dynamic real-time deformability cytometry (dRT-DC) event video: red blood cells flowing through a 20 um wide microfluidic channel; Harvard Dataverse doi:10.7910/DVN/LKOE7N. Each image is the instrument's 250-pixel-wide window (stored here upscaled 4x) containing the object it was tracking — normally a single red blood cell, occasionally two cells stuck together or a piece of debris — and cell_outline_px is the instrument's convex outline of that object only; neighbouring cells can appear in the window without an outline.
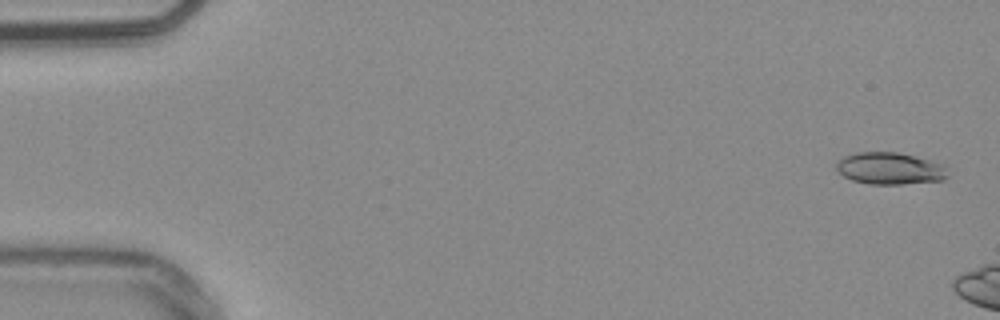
{"species": "common noctule bat (a hibernating species)", "species_latin": "Nyctalus noctula", "temperature_condition": "warm", "stored_images_in_passage": 7, "camera_frame_rate_fps": 3000, "um_per_image_px": 0.085, "animal": {"sex": "male", "body_mass_g": 20.4}, "frame": {"image": 1, "passage_image": 2, "time_ms": 0.333, "image_size_px": [1000, 320], "cell_outline_px": [[948, 176], [944, 180], [904, 184], [868, 184], [852, 180], [844, 176], [836, 168], [836, 164], [844, 156], [856, 152], [896, 152], [916, 156], [944, 164]], "centroid_in_image_um": [75.66, 14.32], "position_along_channel_um": 9.3, "area_um2": 20.81}}